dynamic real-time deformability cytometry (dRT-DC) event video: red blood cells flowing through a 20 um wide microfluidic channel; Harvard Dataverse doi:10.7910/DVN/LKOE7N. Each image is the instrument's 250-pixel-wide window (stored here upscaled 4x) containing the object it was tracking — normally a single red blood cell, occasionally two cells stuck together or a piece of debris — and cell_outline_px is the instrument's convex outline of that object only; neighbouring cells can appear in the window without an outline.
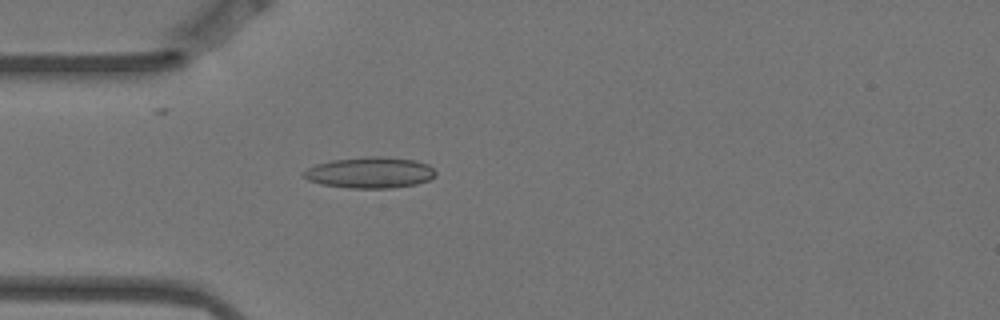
{"species": "Egyptian fruit bat (a non-hibernating species)", "species_latin": "Rousettus aegyptiacus", "temperature_condition": "warm", "stored_images_in_passage": 4, "camera_frame_rate_fps": 3000, "um_per_image_px": 0.085, "animal": {"sex": "female"}, "frame": {"image": 1, "passage_image": 4, "time_ms": 1.0, "image_size_px": [1000, 320], "cell_outline_px": [[436, 176], [428, 180], [416, 184], [392, 188], [348, 188], [320, 184], [308, 180], [304, 176], [304, 172], [308, 168], [316, 164], [332, 160], [368, 156], [380, 156], [416, 160], [428, 164], [436, 172]], "centroid_in_image_um": [31.47, 14.67], "position_along_channel_um": 53.5, "area_um2": 23.93}}